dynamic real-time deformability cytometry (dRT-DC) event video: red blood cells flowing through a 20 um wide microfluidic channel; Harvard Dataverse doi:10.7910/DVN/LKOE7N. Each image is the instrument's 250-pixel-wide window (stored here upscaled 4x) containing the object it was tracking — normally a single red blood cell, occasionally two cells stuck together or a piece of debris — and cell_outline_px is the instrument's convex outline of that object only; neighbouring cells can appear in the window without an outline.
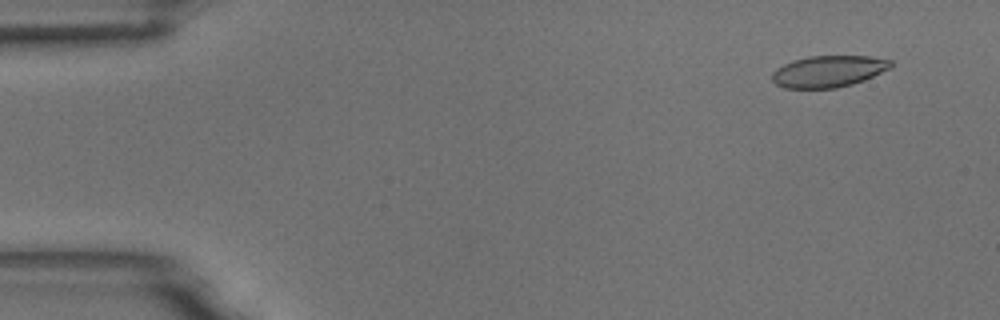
{"species": "common noctule bat (a hibernating species)", "species_latin": "Nyctalus noctula", "temperature_condition": "room temperature", "stored_images_in_passage": 13, "camera_frame_rate_fps": 3000, "um_per_image_px": 0.085, "animal": {"sex": "male", "body_mass_g": 18.8}, "frame": {"image": 1, "passage_image": 4, "time_ms": 1.0, "image_size_px": [1000, 320], "cell_outline_px": [[892, 68], [864, 80], [852, 84], [836, 88], [784, 88], [776, 84], [772, 80], [772, 72], [776, 68], [792, 60], [808, 56], [868, 56], [892, 60]], "centroid_in_image_um": [70.42, 6.06], "position_along_channel_um": 14.6, "area_um2": 21.96}}